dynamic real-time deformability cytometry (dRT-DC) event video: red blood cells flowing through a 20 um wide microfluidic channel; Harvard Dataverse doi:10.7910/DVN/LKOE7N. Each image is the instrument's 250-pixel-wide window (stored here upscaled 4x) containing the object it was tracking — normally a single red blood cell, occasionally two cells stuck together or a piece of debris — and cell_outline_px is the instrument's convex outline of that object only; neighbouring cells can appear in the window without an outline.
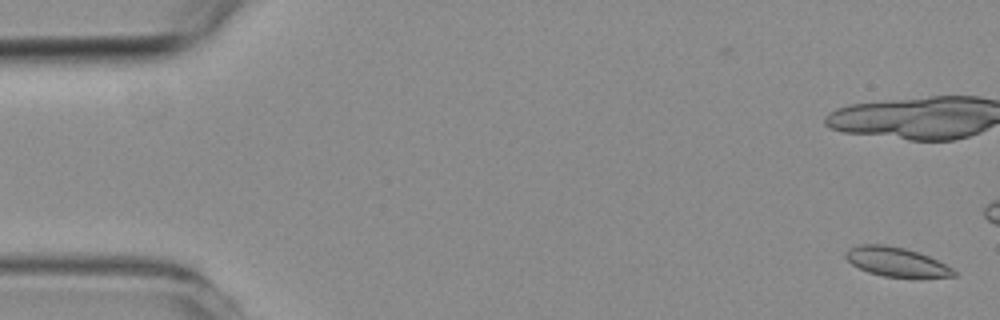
{"species": "common noctule bat (a hibernating species)", "species_latin": "Nyctalus noctula", "temperature_condition": "room temperature", "stored_images_in_passage": 7, "camera_frame_rate_fps": 3000, "um_per_image_px": 0.085, "animal": {"sex": "female", "body_mass_g": 19.3, "forearm_length_mm": 54.1}, "frame": {"image": 1, "passage_image": 1, "time_ms": 0.0, "image_size_px": [1000, 320], "cell_outline_px": [[956, 276], [884, 276], [868, 272], [852, 264], [844, 256], [844, 252], [848, 248], [860, 244], [884, 244], [904, 248], [928, 256], [952, 268], [956, 272]], "centroid_in_image_um": [76.1, 22.23], "position_along_channel_um": 8.9, "area_um2": 17.92}}